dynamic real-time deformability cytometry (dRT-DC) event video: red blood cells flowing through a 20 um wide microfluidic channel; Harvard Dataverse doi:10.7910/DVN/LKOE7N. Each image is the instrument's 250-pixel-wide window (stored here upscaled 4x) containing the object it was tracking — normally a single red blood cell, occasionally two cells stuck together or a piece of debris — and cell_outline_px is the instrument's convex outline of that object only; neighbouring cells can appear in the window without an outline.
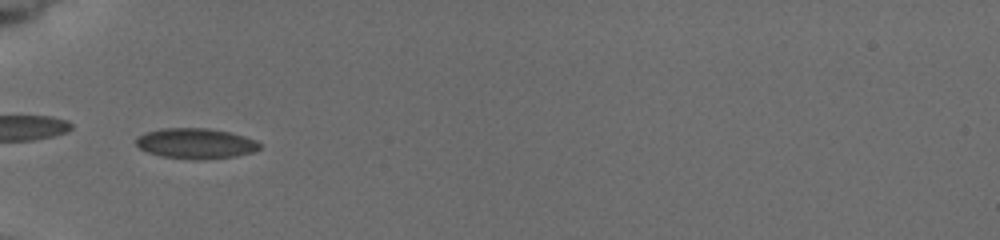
{"species": "common noctule bat (a hibernating species)", "species_latin": "Nyctalus noctula", "temperature_condition": "cold", "stored_images_in_passage": 37, "camera_frame_rate_fps": 3000, "um_per_image_px": 0.085, "animal": {"sex": "female", "body_mass_g": 19.5, "forearm_length_mm": 54.1}, "frame": {"image": 1, "passage_image": 1, "time_ms": 0.0, "image_size_px": [1000, 240], "cell_outline_px": [[260, 148], [252, 152], [236, 156], [196, 160], [192, 160], [160, 156], [148, 152], [140, 148], [136, 144], [136, 136], [144, 132], [160, 128], [208, 128], [228, 132], [244, 136], [256, 140], [260, 144]], "centroid_in_image_um": [16.6, 12.19], "position_along_channel_um": 68.4, "area_um2": 22.02}}
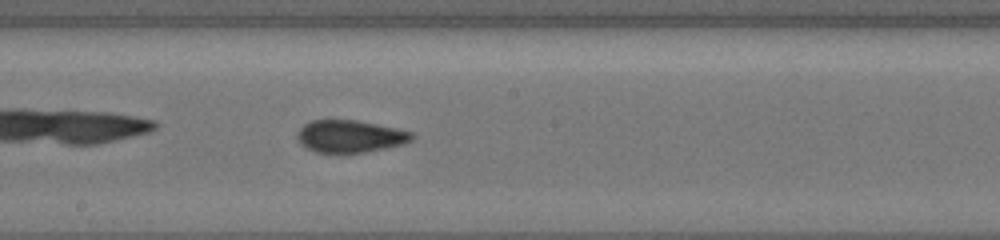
{"frame": {"image": 2, "passage_image": 15, "time_ms": 4.0, "image_size_px": [1000, 240], "cell_outline_px": [[416, 136], [412, 140], [404, 144], [364, 152], [316, 152], [308, 148], [296, 136], [300, 128], [304, 124], [312, 120], [356, 120], [396, 128], [412, 132]], "centroid_in_image_um": [29.8, 11.57], "position_along_channel_um": 218.4, "area_um2": 21.27}}
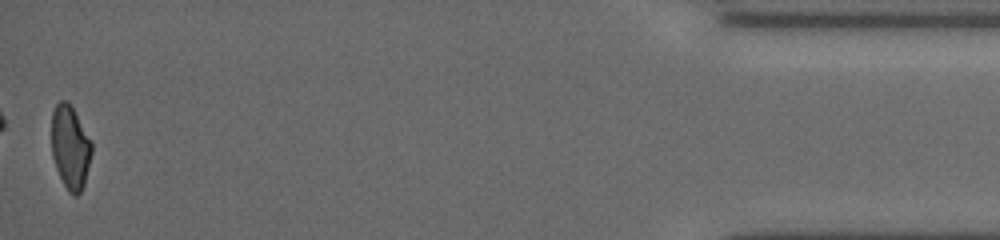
{"frame": {"image": 3, "passage_image": 37, "time_ms": 11.333, "image_size_px": [1000, 240], "cell_outline_px": [[92, 152], [84, 184], [80, 192], [76, 196], [72, 196], [68, 192], [56, 168], [52, 156], [52, 112], [56, 104], [60, 100], [64, 100], [72, 108], [92, 140]], "centroid_in_image_um": [5.98, 12.54], "position_along_channel_um": 429.2, "area_um2": 19.42}, "authors_computed_cell_mechanics": {"area_um2": 21.1548, "velocity_mm_per_s": 3.8823, "shape_relaxation_time_tau1_ms": 9.2475, "shape_relaxation_time_tau2_ms": 1.5828, "deformation_change_tau1": 0.1789, "deformation_change_tau2": 0.0542}}